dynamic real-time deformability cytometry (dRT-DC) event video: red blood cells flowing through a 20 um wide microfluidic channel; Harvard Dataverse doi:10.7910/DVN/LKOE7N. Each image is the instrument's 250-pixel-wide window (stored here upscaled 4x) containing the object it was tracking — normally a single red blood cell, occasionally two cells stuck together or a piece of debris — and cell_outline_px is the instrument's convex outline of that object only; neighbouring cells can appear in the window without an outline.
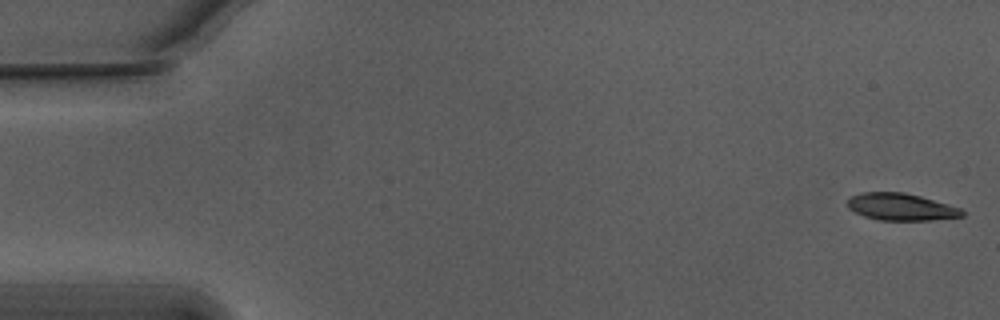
{"species": "Egyptian fruit bat (a non-hibernating species)", "species_latin": "Rousettus aegyptiacus", "temperature_condition": "warm", "stored_images_in_passage": 11, "camera_frame_rate_fps": 3000, "um_per_image_px": 0.085, "animal": {"sex": "male"}, "frame": {"image": 1, "passage_image": 1, "time_ms": 0.0, "image_size_px": [1000, 320], "cell_outline_px": [[964, 216], [932, 220], [880, 220], [864, 216], [848, 208], [848, 196], [860, 192], [904, 192], [920, 196], [948, 204], [960, 208], [964, 212]], "centroid_in_image_um": [76.56, 17.58], "position_along_channel_um": 8.4, "area_um2": 18.09}}